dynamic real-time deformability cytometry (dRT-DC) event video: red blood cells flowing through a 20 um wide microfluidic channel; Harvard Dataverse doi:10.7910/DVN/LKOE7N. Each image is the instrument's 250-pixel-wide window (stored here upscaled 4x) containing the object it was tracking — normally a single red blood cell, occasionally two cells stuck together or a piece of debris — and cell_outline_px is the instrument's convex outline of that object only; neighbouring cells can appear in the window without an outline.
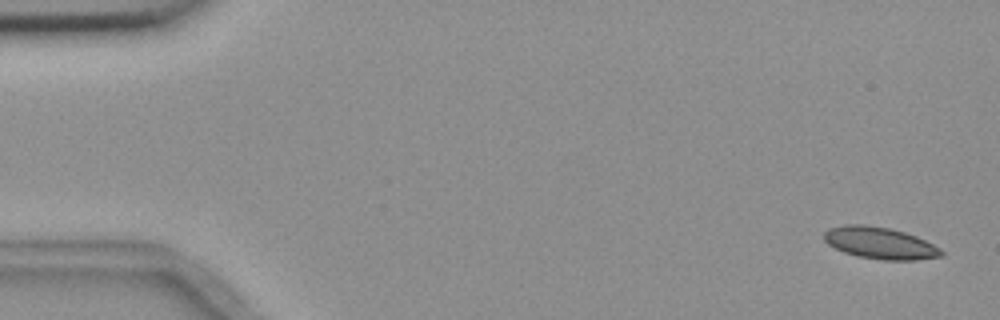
{"species": "common noctule bat (a hibernating species)", "species_latin": "Nyctalus noctula", "temperature_condition": "room temperature", "stored_images_in_passage": 5, "camera_frame_rate_fps": 3000, "um_per_image_px": 0.085, "animal": {"sex": "female", "body_mass_g": 18.4}, "frame": {"image": 1, "passage_image": 1, "time_ms": 0.0, "image_size_px": [1000, 320], "cell_outline_px": [[944, 256], [916, 260], [884, 260], [856, 256], [844, 252], [828, 244], [824, 240], [824, 232], [828, 228], [844, 224], [864, 224], [888, 228], [904, 232], [916, 236], [940, 248], [944, 252]], "centroid_in_image_um": [74.79, 20.66], "position_along_channel_um": 10.2, "area_um2": 21.79}}
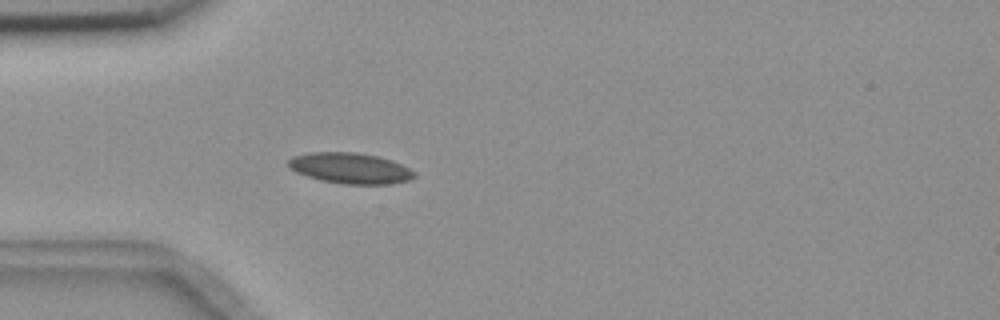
{"frame": {"image": 2, "passage_image": 5, "time_ms": 4.667, "image_size_px": [1000, 320], "cell_outline_px": [[416, 176], [408, 180], [392, 184], [344, 184], [320, 180], [296, 172], [288, 168], [288, 160], [292, 156], [308, 152], [356, 152], [380, 156], [392, 160], [416, 172]], "centroid_in_image_um": [29.76, 14.29], "position_along_channel_um": 55.2, "area_um2": 22.77}}